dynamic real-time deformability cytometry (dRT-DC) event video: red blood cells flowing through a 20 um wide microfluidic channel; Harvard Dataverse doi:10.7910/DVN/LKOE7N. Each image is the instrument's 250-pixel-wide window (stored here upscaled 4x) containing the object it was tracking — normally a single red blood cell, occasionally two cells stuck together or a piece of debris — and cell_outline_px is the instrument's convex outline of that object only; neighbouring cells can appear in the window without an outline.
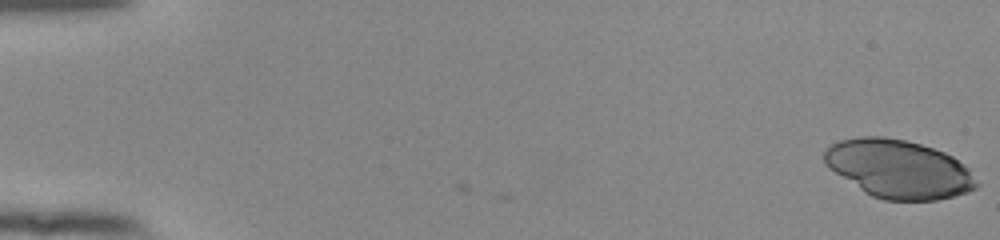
{"species": "human", "species_latin": "Homo sapiens", "temperature_condition": "room temperature", "stored_images_in_passage": 55, "camera_frame_rate_fps": 3000, "um_per_image_px": 0.085, "donor": {"sex": "female"}, "frame": {"image": 1, "passage_image": 1, "time_ms": 0.0, "image_size_px": [1000, 240], "cell_outline_px": [[980, 184], [976, 188], [968, 192], [936, 200], [884, 200], [872, 196], [864, 192], [828, 168], [824, 164], [824, 152], [832, 144], [840, 140], [860, 136], [884, 136], [904, 140], [920, 144], [944, 152], [952, 156], [972, 168]], "centroid_in_image_um": [76.42, 14.36], "position_along_channel_um": 8.6, "area_um2": 52.02}}
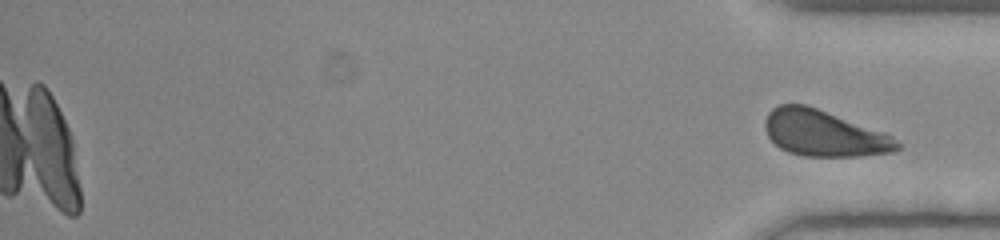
{"frame": {"image": 2, "passage_image": 55, "time_ms": 18.0, "image_size_px": [1000, 240], "cell_outline_px": [[900, 148], [896, 152], [860, 156], [804, 156], [788, 152], [780, 148], [768, 136], [764, 128], [764, 120], [768, 112], [772, 108], [780, 104], [804, 104], [816, 108], [884, 132], [892, 136], [900, 144]], "centroid_in_image_um": [70.02, 11.34], "position_along_channel_um": 365.2, "area_um2": 35.43}}